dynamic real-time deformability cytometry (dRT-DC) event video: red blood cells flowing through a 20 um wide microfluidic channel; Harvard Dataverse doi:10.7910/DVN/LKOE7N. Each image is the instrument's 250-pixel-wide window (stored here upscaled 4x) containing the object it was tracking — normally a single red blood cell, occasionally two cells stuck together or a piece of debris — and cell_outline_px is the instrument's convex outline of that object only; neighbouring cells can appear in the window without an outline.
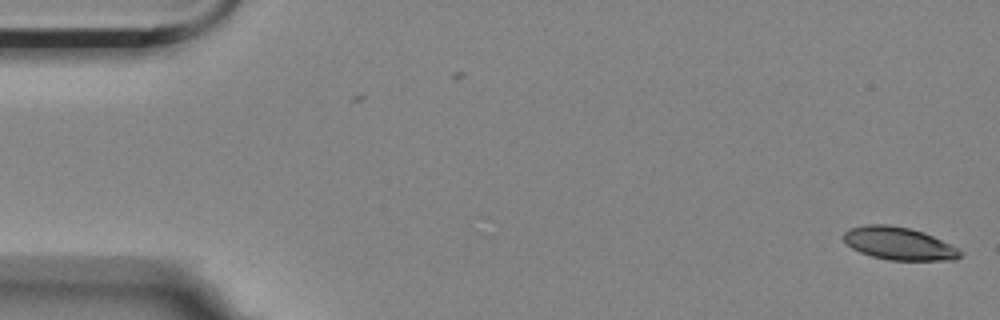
{"species": "Egyptian fruit bat (a non-hibernating species)", "species_latin": "Rousettus aegyptiacus", "temperature_condition": "room temperature", "stored_images_in_passage": 12, "camera_frame_rate_fps": 3000, "um_per_image_px": 0.085, "animal": {"sex": "female"}, "frame": {"image": 1, "passage_image": 1, "time_ms": 0.0, "image_size_px": [1000, 320], "cell_outline_px": [[964, 252], [956, 260], [892, 260], [872, 256], [860, 252], [852, 248], [844, 240], [844, 232], [848, 228], [868, 224], [888, 224], [908, 228], [924, 232], [960, 248]], "centroid_in_image_um": [76.44, 20.69], "position_along_channel_um": 8.6, "area_um2": 22.31}}